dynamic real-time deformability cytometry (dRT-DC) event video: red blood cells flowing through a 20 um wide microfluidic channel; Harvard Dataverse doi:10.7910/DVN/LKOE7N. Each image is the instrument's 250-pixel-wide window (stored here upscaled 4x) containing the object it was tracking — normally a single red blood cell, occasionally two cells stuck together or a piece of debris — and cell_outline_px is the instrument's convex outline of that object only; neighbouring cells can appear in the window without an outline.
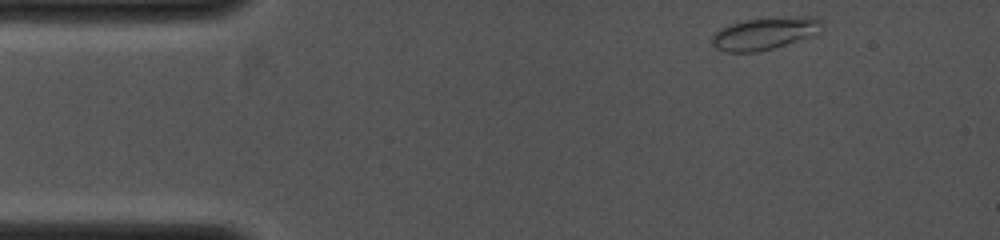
{"species": "common noctule bat (a hibernating species)", "species_latin": "Nyctalus noctula", "temperature_condition": "cold", "stored_images_in_passage": 10, "camera_frame_rate_fps": 4000, "um_per_image_px": 0.085, "animal": {"sex": "female", "body_mass_g": 19.0, "forearm_length_mm": 53.3}, "frame": {"image": 1, "passage_image": 1, "time_ms": 0.0, "image_size_px": [1000, 240], "cell_outline_px": [[824, 24], [820, 32], [816, 36], [772, 48], [756, 52], [724, 52], [716, 48], [712, 44], [712, 36], [720, 28], [728, 24], [744, 20], [796, 16], [816, 16]], "centroid_in_image_um": [65.06, 2.84], "position_along_channel_um": 19.9, "area_um2": 21.04}}
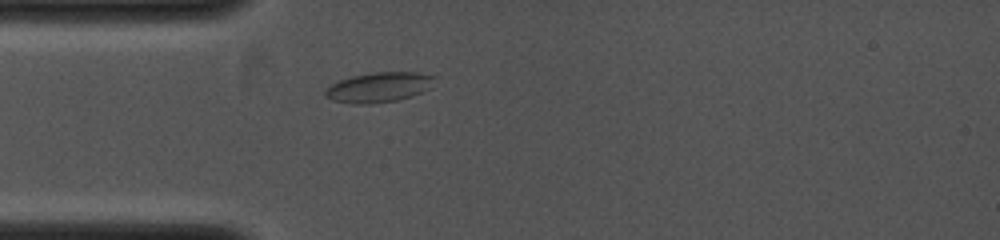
{"frame": {"image": 2, "passage_image": 7, "time_ms": 2.0, "image_size_px": [1000, 240], "cell_outline_px": [[436, 76], [432, 88], [412, 96], [396, 100], [372, 104], [352, 104], [332, 100], [324, 96], [324, 88], [340, 80], [352, 76], [376, 72], [416, 72]], "centroid_in_image_um": [32.21, 7.42], "position_along_channel_um": 52.8, "area_um2": 19.31}}
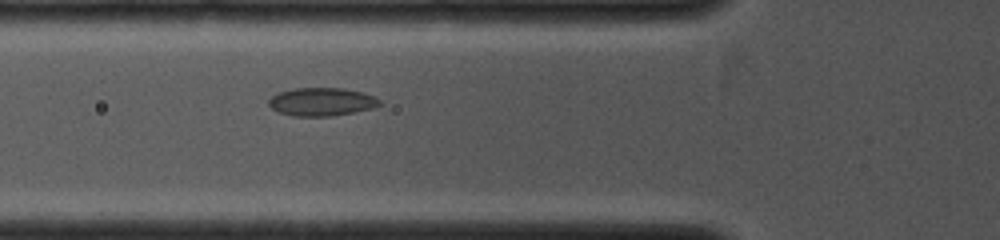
{"frame": {"image": 3, "passage_image": 10, "time_ms": 3.0, "image_size_px": [1000, 240], "cell_outline_px": [[380, 104], [372, 108], [332, 116], [292, 116], [280, 112], [272, 108], [268, 104], [268, 100], [272, 96], [280, 92], [292, 88], [344, 88], [364, 92], [380, 100]], "centroid_in_image_um": [27.32, 8.64], "position_along_channel_um": 98.5, "area_um2": 18.09}}